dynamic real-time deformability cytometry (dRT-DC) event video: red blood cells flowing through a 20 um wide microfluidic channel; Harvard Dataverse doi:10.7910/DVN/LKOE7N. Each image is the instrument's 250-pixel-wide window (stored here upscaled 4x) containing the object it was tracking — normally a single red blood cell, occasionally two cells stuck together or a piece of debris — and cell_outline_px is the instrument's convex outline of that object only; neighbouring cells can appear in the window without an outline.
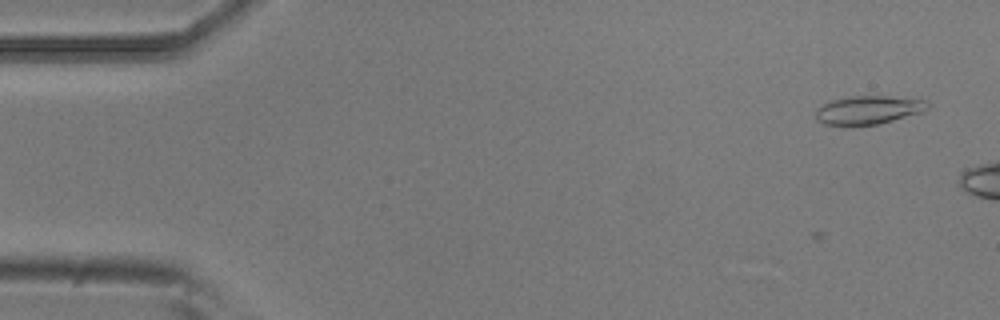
{"species": "common noctule bat (a hibernating species)", "species_latin": "Nyctalus noctula", "temperature_condition": "room temperature", "stored_images_in_passage": 4, "camera_frame_rate_fps": 3000, "um_per_image_px": 0.085, "animal": {"sex": "male", "body_mass_g": 20.5, "forearm_length_mm": 52.5}, "frame": {"image": 1, "passage_image": 1, "time_ms": 0.0, "image_size_px": [1000, 320], "cell_outline_px": [[928, 108], [920, 112], [892, 120], [876, 124], [824, 124], [816, 120], [816, 108], [828, 100], [852, 96], [884, 96], [928, 100]], "centroid_in_image_um": [73.76, 9.32], "position_along_channel_um": 11.2, "area_um2": 18.21}}